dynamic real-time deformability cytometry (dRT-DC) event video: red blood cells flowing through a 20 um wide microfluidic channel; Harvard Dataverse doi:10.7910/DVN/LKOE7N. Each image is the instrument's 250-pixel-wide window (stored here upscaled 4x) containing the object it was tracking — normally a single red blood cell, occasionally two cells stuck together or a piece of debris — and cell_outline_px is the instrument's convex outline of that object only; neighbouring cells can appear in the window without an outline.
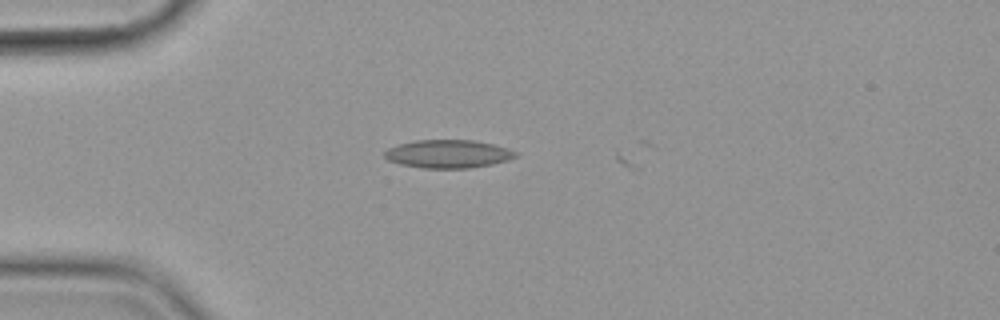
{"species": "common noctule bat (a hibernating species)", "species_latin": "Nyctalus noctula", "temperature_condition": "cold", "stored_images_in_passage": 4, "camera_frame_rate_fps": 3000, "um_per_image_px": 0.085, "animal": {"sex": "female", "body_mass_g": 19.9}, "frame": {"image": 1, "passage_image": 2, "time_ms": 0.333, "image_size_px": [1000, 320], "cell_outline_px": [[520, 152], [516, 156], [508, 160], [492, 164], [468, 168], [424, 168], [400, 164], [388, 160], [384, 156], [384, 152], [388, 148], [400, 144], [416, 140], [472, 140], [492, 144], [508, 148]], "centroid_in_image_um": [38.11, 13.08], "position_along_channel_um": 46.9, "area_um2": 21.44}}